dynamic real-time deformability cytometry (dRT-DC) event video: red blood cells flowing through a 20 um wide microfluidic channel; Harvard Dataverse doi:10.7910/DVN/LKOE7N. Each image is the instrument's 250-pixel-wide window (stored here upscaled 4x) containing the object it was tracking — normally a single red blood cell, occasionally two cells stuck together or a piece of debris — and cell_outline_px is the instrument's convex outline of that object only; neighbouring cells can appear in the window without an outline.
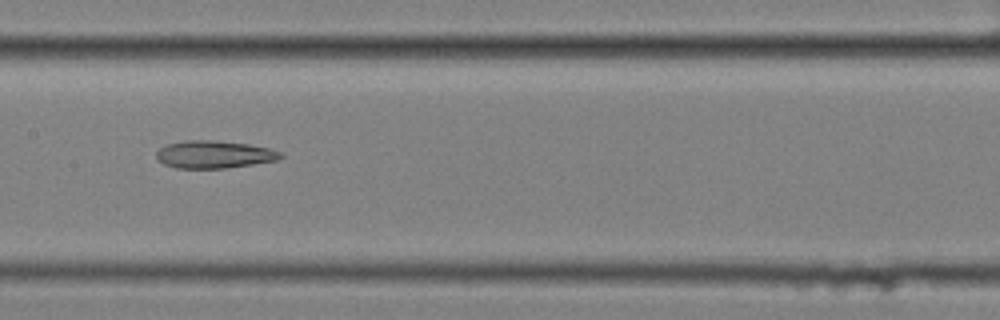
{"species": "common noctule bat (a hibernating species)", "species_latin": "Nyctalus noctula", "temperature_condition": "cold", "stored_images_in_passage": 14, "camera_frame_rate_fps": 3000, "um_per_image_px": 0.085, "animal": {"sex": "female", "body_mass_g": 25.1}, "frame": {"image": 1, "passage_image": 7, "time_ms": 2.0, "image_size_px": [1000, 320], "cell_outline_px": [[284, 156], [276, 160], [228, 168], [176, 168], [164, 164], [156, 156], [156, 152], [160, 148], [168, 144], [184, 140], [216, 140], [248, 144], [268, 148], [280, 152]], "centroid_in_image_um": [18.19, 13.12], "position_along_channel_um": 189.2, "area_um2": 19.83}}
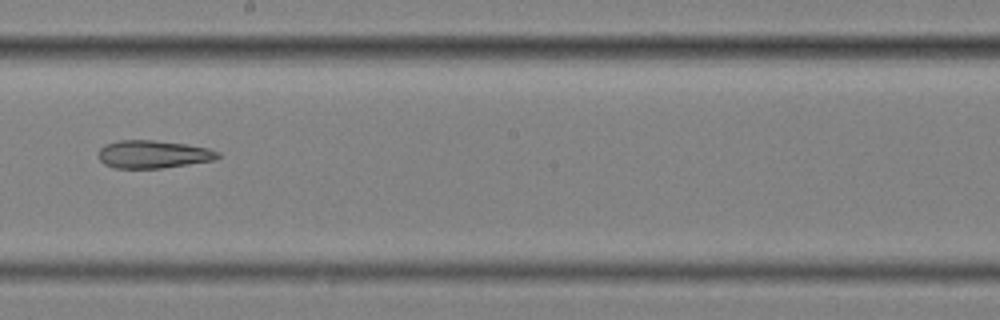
{"frame": {"image": 2, "passage_image": 8, "time_ms": 2.333, "image_size_px": [1000, 320], "cell_outline_px": [[220, 156], [216, 160], [160, 168], [116, 168], [104, 164], [96, 156], [96, 152], [104, 144], [120, 140], [156, 140], [184, 144], [208, 148], [220, 152]], "centroid_in_image_um": [12.98, 13.11], "position_along_channel_um": 235.2, "area_um2": 19.54}}
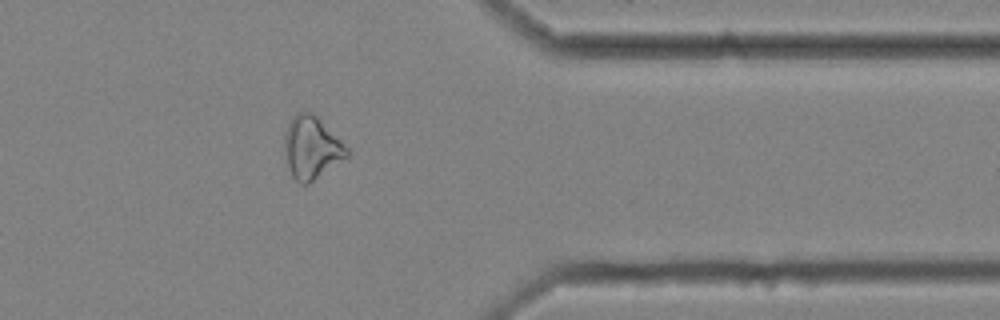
{"frame": {"image": 3, "passage_image": 12, "time_ms": 3.667, "image_size_px": [1000, 320], "cell_outline_px": [[348, 156], [308, 184], [300, 184], [292, 176], [288, 164], [284, 144], [284, 132], [288, 120], [296, 112], [312, 112], [348, 148]], "centroid_in_image_um": [26.45, 12.53], "position_along_channel_um": 385.0, "area_um2": 22.43}}